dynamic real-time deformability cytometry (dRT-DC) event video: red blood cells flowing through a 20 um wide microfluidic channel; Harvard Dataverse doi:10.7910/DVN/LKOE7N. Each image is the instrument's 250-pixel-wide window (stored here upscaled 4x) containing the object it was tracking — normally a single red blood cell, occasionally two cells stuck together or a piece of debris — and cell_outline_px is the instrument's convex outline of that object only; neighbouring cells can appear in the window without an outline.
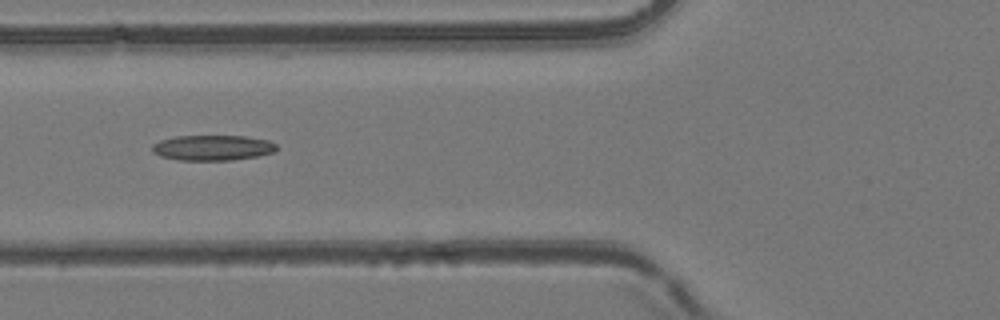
{"species": "common noctule bat (a hibernating species)", "species_latin": "Nyctalus noctula", "temperature_condition": "room temperature", "stored_images_in_passage": 9, "camera_frame_rate_fps": 3000, "um_per_image_px": 0.085, "animal": {"sex": "female", "body_mass_g": 24.6, "forearm_length_mm": 56.2}, "frame": {"image": 1, "passage_image": 7, "time_ms": 7.0, "image_size_px": [1000, 320], "cell_outline_px": [[276, 152], [256, 156], [232, 160], [180, 160], [160, 156], [152, 152], [152, 144], [160, 140], [176, 136], [244, 136], [268, 140], [276, 144]], "centroid_in_image_um": [18.06, 12.56], "position_along_channel_um": 107.7, "area_um2": 18.38}}
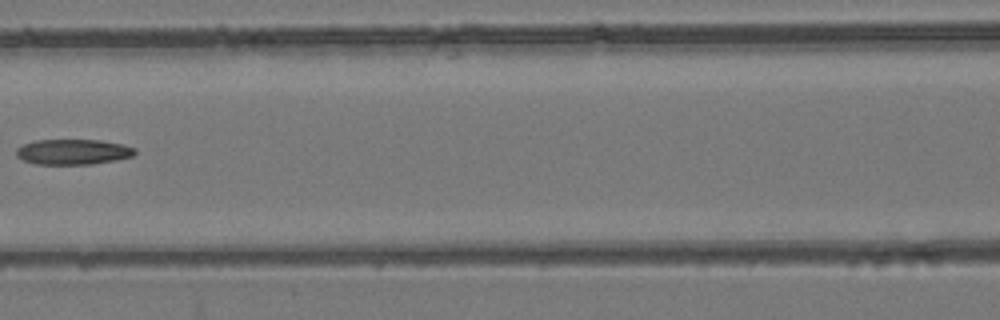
{"frame": {"image": 2, "passage_image": 8, "time_ms": 8.333, "image_size_px": [1000, 320], "cell_outline_px": [[136, 152], [132, 156], [116, 160], [92, 164], [36, 164], [24, 160], [16, 156], [16, 148], [24, 144], [36, 140], [100, 140], [124, 144], [136, 148]], "centroid_in_image_um": [6.23, 12.9], "position_along_channel_um": 160.4, "area_um2": 17.57}}
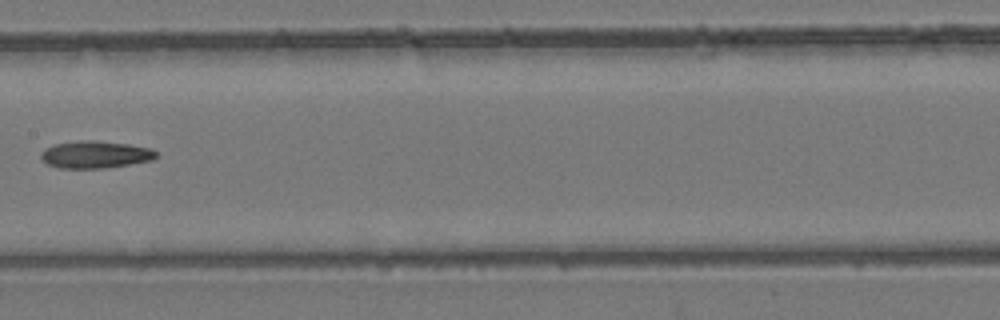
{"frame": {"image": 3, "passage_image": 9, "time_ms": 9.333, "image_size_px": [1000, 320], "cell_outline_px": [[156, 156], [152, 160], [104, 168], [60, 168], [48, 164], [40, 156], [40, 152], [44, 148], [56, 144], [80, 140], [96, 140], [128, 144], [152, 148], [156, 152]], "centroid_in_image_um": [8.08, 13.12], "position_along_channel_um": 199.3, "area_um2": 18.21}}